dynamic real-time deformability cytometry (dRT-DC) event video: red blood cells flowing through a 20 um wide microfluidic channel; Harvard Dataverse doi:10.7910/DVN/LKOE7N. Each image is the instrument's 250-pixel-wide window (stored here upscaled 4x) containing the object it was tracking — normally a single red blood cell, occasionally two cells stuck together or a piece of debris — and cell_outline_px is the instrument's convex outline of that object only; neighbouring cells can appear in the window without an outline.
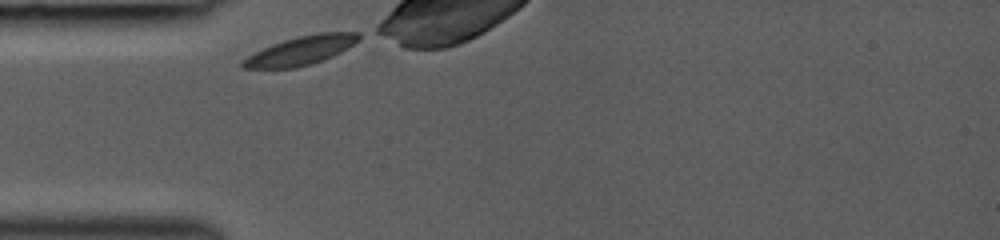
{"species": "common noctule bat (a hibernating species)", "species_latin": "Nyctalus noctula", "temperature_condition": "room temperature", "stored_images_in_passage": 2, "camera_frame_rate_fps": 3000, "um_per_image_px": 0.085, "animal": {"sex": "female", "body_mass_g": 19.0, "forearm_length_mm": 53.3}, "frame": {"image": 1, "passage_image": 1, "time_ms": 0.0, "image_size_px": [1000, 240], "cell_outline_px": [[360, 40], [348, 48], [332, 56], [312, 64], [296, 68], [240, 68], [240, 60], [272, 44], [296, 36], [320, 32], [360, 32]], "centroid_in_image_um": [25.59, 4.29], "position_along_channel_um": 59.4, "area_um2": 19.54}}